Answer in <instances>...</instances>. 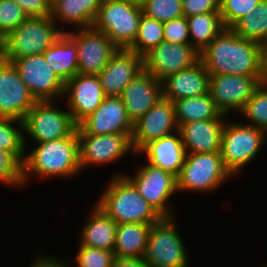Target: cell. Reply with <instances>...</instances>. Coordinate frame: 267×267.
Returning <instances> with one entry per match:
<instances>
[{
  "label": "cell",
  "mask_w": 267,
  "mask_h": 267,
  "mask_svg": "<svg viewBox=\"0 0 267 267\" xmlns=\"http://www.w3.org/2000/svg\"><path fill=\"white\" fill-rule=\"evenodd\" d=\"M81 172L95 166L114 165L127 156L135 154L131 136L125 134H77ZM131 152V153H130Z\"/></svg>",
  "instance_id": "cell-11"
},
{
  "label": "cell",
  "mask_w": 267,
  "mask_h": 267,
  "mask_svg": "<svg viewBox=\"0 0 267 267\" xmlns=\"http://www.w3.org/2000/svg\"><path fill=\"white\" fill-rule=\"evenodd\" d=\"M22 163L23 188L33 175L47 180L49 177L73 179L81 174L77 130L70 136L43 143H34ZM31 176V177H30Z\"/></svg>",
  "instance_id": "cell-2"
},
{
  "label": "cell",
  "mask_w": 267,
  "mask_h": 267,
  "mask_svg": "<svg viewBox=\"0 0 267 267\" xmlns=\"http://www.w3.org/2000/svg\"><path fill=\"white\" fill-rule=\"evenodd\" d=\"M162 97V81L145 69L132 79L120 95L132 124L137 122Z\"/></svg>",
  "instance_id": "cell-21"
},
{
  "label": "cell",
  "mask_w": 267,
  "mask_h": 267,
  "mask_svg": "<svg viewBox=\"0 0 267 267\" xmlns=\"http://www.w3.org/2000/svg\"><path fill=\"white\" fill-rule=\"evenodd\" d=\"M112 267H149L144 258L115 257Z\"/></svg>",
  "instance_id": "cell-44"
},
{
  "label": "cell",
  "mask_w": 267,
  "mask_h": 267,
  "mask_svg": "<svg viewBox=\"0 0 267 267\" xmlns=\"http://www.w3.org/2000/svg\"><path fill=\"white\" fill-rule=\"evenodd\" d=\"M178 229L175 217H163L152 225L144 255L149 267H190L189 251Z\"/></svg>",
  "instance_id": "cell-8"
},
{
  "label": "cell",
  "mask_w": 267,
  "mask_h": 267,
  "mask_svg": "<svg viewBox=\"0 0 267 267\" xmlns=\"http://www.w3.org/2000/svg\"><path fill=\"white\" fill-rule=\"evenodd\" d=\"M56 102L60 104L61 100L37 101L24 117L25 149H28V139L31 143H43L70 136L77 130L78 125L67 107L62 109Z\"/></svg>",
  "instance_id": "cell-6"
},
{
  "label": "cell",
  "mask_w": 267,
  "mask_h": 267,
  "mask_svg": "<svg viewBox=\"0 0 267 267\" xmlns=\"http://www.w3.org/2000/svg\"><path fill=\"white\" fill-rule=\"evenodd\" d=\"M117 171L96 204L117 224H155L163 217L137 191L134 185Z\"/></svg>",
  "instance_id": "cell-3"
},
{
  "label": "cell",
  "mask_w": 267,
  "mask_h": 267,
  "mask_svg": "<svg viewBox=\"0 0 267 267\" xmlns=\"http://www.w3.org/2000/svg\"><path fill=\"white\" fill-rule=\"evenodd\" d=\"M123 175L134 185L138 193L151 205L162 217H175V208L171 203V197L178 195L177 178L164 172L161 168L152 166L143 161L137 167L134 175Z\"/></svg>",
  "instance_id": "cell-10"
},
{
  "label": "cell",
  "mask_w": 267,
  "mask_h": 267,
  "mask_svg": "<svg viewBox=\"0 0 267 267\" xmlns=\"http://www.w3.org/2000/svg\"><path fill=\"white\" fill-rule=\"evenodd\" d=\"M260 44L225 28L200 53L209 76L229 74L259 77Z\"/></svg>",
  "instance_id": "cell-1"
},
{
  "label": "cell",
  "mask_w": 267,
  "mask_h": 267,
  "mask_svg": "<svg viewBox=\"0 0 267 267\" xmlns=\"http://www.w3.org/2000/svg\"><path fill=\"white\" fill-rule=\"evenodd\" d=\"M173 103L178 127L197 120L227 119L228 117L219 110L209 93L197 97L182 98L173 101Z\"/></svg>",
  "instance_id": "cell-29"
},
{
  "label": "cell",
  "mask_w": 267,
  "mask_h": 267,
  "mask_svg": "<svg viewBox=\"0 0 267 267\" xmlns=\"http://www.w3.org/2000/svg\"><path fill=\"white\" fill-rule=\"evenodd\" d=\"M233 176L223 165L220 151L187 153L177 177L178 193H211L231 180Z\"/></svg>",
  "instance_id": "cell-7"
},
{
  "label": "cell",
  "mask_w": 267,
  "mask_h": 267,
  "mask_svg": "<svg viewBox=\"0 0 267 267\" xmlns=\"http://www.w3.org/2000/svg\"><path fill=\"white\" fill-rule=\"evenodd\" d=\"M231 29L244 39L262 44L267 38V0H262Z\"/></svg>",
  "instance_id": "cell-31"
},
{
  "label": "cell",
  "mask_w": 267,
  "mask_h": 267,
  "mask_svg": "<svg viewBox=\"0 0 267 267\" xmlns=\"http://www.w3.org/2000/svg\"><path fill=\"white\" fill-rule=\"evenodd\" d=\"M182 11L186 18L208 12H220V0H182Z\"/></svg>",
  "instance_id": "cell-41"
},
{
  "label": "cell",
  "mask_w": 267,
  "mask_h": 267,
  "mask_svg": "<svg viewBox=\"0 0 267 267\" xmlns=\"http://www.w3.org/2000/svg\"><path fill=\"white\" fill-rule=\"evenodd\" d=\"M239 116L247 119L252 127L261 129L267 133V84L261 83L246 102Z\"/></svg>",
  "instance_id": "cell-34"
},
{
  "label": "cell",
  "mask_w": 267,
  "mask_h": 267,
  "mask_svg": "<svg viewBox=\"0 0 267 267\" xmlns=\"http://www.w3.org/2000/svg\"><path fill=\"white\" fill-rule=\"evenodd\" d=\"M0 149L12 154L21 164L25 157L23 121L0 117Z\"/></svg>",
  "instance_id": "cell-32"
},
{
  "label": "cell",
  "mask_w": 267,
  "mask_h": 267,
  "mask_svg": "<svg viewBox=\"0 0 267 267\" xmlns=\"http://www.w3.org/2000/svg\"><path fill=\"white\" fill-rule=\"evenodd\" d=\"M134 5L142 7L144 4H146L149 0H129Z\"/></svg>",
  "instance_id": "cell-46"
},
{
  "label": "cell",
  "mask_w": 267,
  "mask_h": 267,
  "mask_svg": "<svg viewBox=\"0 0 267 267\" xmlns=\"http://www.w3.org/2000/svg\"><path fill=\"white\" fill-rule=\"evenodd\" d=\"M151 224L122 223L116 228L115 257L144 258Z\"/></svg>",
  "instance_id": "cell-27"
},
{
  "label": "cell",
  "mask_w": 267,
  "mask_h": 267,
  "mask_svg": "<svg viewBox=\"0 0 267 267\" xmlns=\"http://www.w3.org/2000/svg\"><path fill=\"white\" fill-rule=\"evenodd\" d=\"M66 34L77 48L78 74L98 75L119 50L104 32L94 27L68 30Z\"/></svg>",
  "instance_id": "cell-12"
},
{
  "label": "cell",
  "mask_w": 267,
  "mask_h": 267,
  "mask_svg": "<svg viewBox=\"0 0 267 267\" xmlns=\"http://www.w3.org/2000/svg\"><path fill=\"white\" fill-rule=\"evenodd\" d=\"M79 234V244L91 248L113 250L117 223L96 204Z\"/></svg>",
  "instance_id": "cell-26"
},
{
  "label": "cell",
  "mask_w": 267,
  "mask_h": 267,
  "mask_svg": "<svg viewBox=\"0 0 267 267\" xmlns=\"http://www.w3.org/2000/svg\"><path fill=\"white\" fill-rule=\"evenodd\" d=\"M262 0H220V14L225 28H232Z\"/></svg>",
  "instance_id": "cell-38"
},
{
  "label": "cell",
  "mask_w": 267,
  "mask_h": 267,
  "mask_svg": "<svg viewBox=\"0 0 267 267\" xmlns=\"http://www.w3.org/2000/svg\"><path fill=\"white\" fill-rule=\"evenodd\" d=\"M62 34L50 16L28 17L0 41V57L12 63L20 57L43 54Z\"/></svg>",
  "instance_id": "cell-4"
},
{
  "label": "cell",
  "mask_w": 267,
  "mask_h": 267,
  "mask_svg": "<svg viewBox=\"0 0 267 267\" xmlns=\"http://www.w3.org/2000/svg\"><path fill=\"white\" fill-rule=\"evenodd\" d=\"M227 117L222 133L220 154L226 170L234 177L255 161L267 141V133Z\"/></svg>",
  "instance_id": "cell-5"
},
{
  "label": "cell",
  "mask_w": 267,
  "mask_h": 267,
  "mask_svg": "<svg viewBox=\"0 0 267 267\" xmlns=\"http://www.w3.org/2000/svg\"><path fill=\"white\" fill-rule=\"evenodd\" d=\"M12 63L18 69L21 81L37 101H64L65 84L46 63L43 54L20 57Z\"/></svg>",
  "instance_id": "cell-13"
},
{
  "label": "cell",
  "mask_w": 267,
  "mask_h": 267,
  "mask_svg": "<svg viewBox=\"0 0 267 267\" xmlns=\"http://www.w3.org/2000/svg\"><path fill=\"white\" fill-rule=\"evenodd\" d=\"M209 93V74L199 60L193 66L171 74L162 80L163 98L175 101Z\"/></svg>",
  "instance_id": "cell-23"
},
{
  "label": "cell",
  "mask_w": 267,
  "mask_h": 267,
  "mask_svg": "<svg viewBox=\"0 0 267 267\" xmlns=\"http://www.w3.org/2000/svg\"><path fill=\"white\" fill-rule=\"evenodd\" d=\"M73 259L76 267H112L115 255L113 250L82 246L77 247Z\"/></svg>",
  "instance_id": "cell-37"
},
{
  "label": "cell",
  "mask_w": 267,
  "mask_h": 267,
  "mask_svg": "<svg viewBox=\"0 0 267 267\" xmlns=\"http://www.w3.org/2000/svg\"><path fill=\"white\" fill-rule=\"evenodd\" d=\"M263 44L267 47V38L265 39V41L263 42Z\"/></svg>",
  "instance_id": "cell-47"
},
{
  "label": "cell",
  "mask_w": 267,
  "mask_h": 267,
  "mask_svg": "<svg viewBox=\"0 0 267 267\" xmlns=\"http://www.w3.org/2000/svg\"><path fill=\"white\" fill-rule=\"evenodd\" d=\"M143 9L129 0H102L93 27L119 49H129L138 33Z\"/></svg>",
  "instance_id": "cell-9"
},
{
  "label": "cell",
  "mask_w": 267,
  "mask_h": 267,
  "mask_svg": "<svg viewBox=\"0 0 267 267\" xmlns=\"http://www.w3.org/2000/svg\"><path fill=\"white\" fill-rule=\"evenodd\" d=\"M143 69L162 81L167 76L189 68L200 60V53L190 44L161 42L143 56Z\"/></svg>",
  "instance_id": "cell-15"
},
{
  "label": "cell",
  "mask_w": 267,
  "mask_h": 267,
  "mask_svg": "<svg viewBox=\"0 0 267 267\" xmlns=\"http://www.w3.org/2000/svg\"><path fill=\"white\" fill-rule=\"evenodd\" d=\"M102 0H51L50 18L66 33V25L73 29L93 27ZM63 27H61V26Z\"/></svg>",
  "instance_id": "cell-25"
},
{
  "label": "cell",
  "mask_w": 267,
  "mask_h": 267,
  "mask_svg": "<svg viewBox=\"0 0 267 267\" xmlns=\"http://www.w3.org/2000/svg\"><path fill=\"white\" fill-rule=\"evenodd\" d=\"M142 9L144 15L162 23L184 16L182 0H149Z\"/></svg>",
  "instance_id": "cell-35"
},
{
  "label": "cell",
  "mask_w": 267,
  "mask_h": 267,
  "mask_svg": "<svg viewBox=\"0 0 267 267\" xmlns=\"http://www.w3.org/2000/svg\"><path fill=\"white\" fill-rule=\"evenodd\" d=\"M27 18L28 15L14 0H0V41Z\"/></svg>",
  "instance_id": "cell-36"
},
{
  "label": "cell",
  "mask_w": 267,
  "mask_h": 267,
  "mask_svg": "<svg viewBox=\"0 0 267 267\" xmlns=\"http://www.w3.org/2000/svg\"><path fill=\"white\" fill-rule=\"evenodd\" d=\"M163 38L165 42L174 44L190 43L188 22L185 16L171 19L163 23Z\"/></svg>",
  "instance_id": "cell-40"
},
{
  "label": "cell",
  "mask_w": 267,
  "mask_h": 267,
  "mask_svg": "<svg viewBox=\"0 0 267 267\" xmlns=\"http://www.w3.org/2000/svg\"><path fill=\"white\" fill-rule=\"evenodd\" d=\"M22 7L28 17L50 16L51 0H14Z\"/></svg>",
  "instance_id": "cell-42"
},
{
  "label": "cell",
  "mask_w": 267,
  "mask_h": 267,
  "mask_svg": "<svg viewBox=\"0 0 267 267\" xmlns=\"http://www.w3.org/2000/svg\"><path fill=\"white\" fill-rule=\"evenodd\" d=\"M33 262L31 261V265L29 267H71L70 263L68 264L65 258L61 259L58 255H51L44 253H39L35 257H33Z\"/></svg>",
  "instance_id": "cell-43"
},
{
  "label": "cell",
  "mask_w": 267,
  "mask_h": 267,
  "mask_svg": "<svg viewBox=\"0 0 267 267\" xmlns=\"http://www.w3.org/2000/svg\"><path fill=\"white\" fill-rule=\"evenodd\" d=\"M178 131L174 103L161 98L133 124L132 147L137 154L146 144Z\"/></svg>",
  "instance_id": "cell-16"
},
{
  "label": "cell",
  "mask_w": 267,
  "mask_h": 267,
  "mask_svg": "<svg viewBox=\"0 0 267 267\" xmlns=\"http://www.w3.org/2000/svg\"><path fill=\"white\" fill-rule=\"evenodd\" d=\"M133 124L120 98L106 97L101 105L77 127V134H125L132 135Z\"/></svg>",
  "instance_id": "cell-19"
},
{
  "label": "cell",
  "mask_w": 267,
  "mask_h": 267,
  "mask_svg": "<svg viewBox=\"0 0 267 267\" xmlns=\"http://www.w3.org/2000/svg\"><path fill=\"white\" fill-rule=\"evenodd\" d=\"M163 41V23L142 14L138 33L129 50L143 56L151 48L159 45Z\"/></svg>",
  "instance_id": "cell-33"
},
{
  "label": "cell",
  "mask_w": 267,
  "mask_h": 267,
  "mask_svg": "<svg viewBox=\"0 0 267 267\" xmlns=\"http://www.w3.org/2000/svg\"><path fill=\"white\" fill-rule=\"evenodd\" d=\"M190 44L201 53L224 29L220 12H208L187 17Z\"/></svg>",
  "instance_id": "cell-30"
},
{
  "label": "cell",
  "mask_w": 267,
  "mask_h": 267,
  "mask_svg": "<svg viewBox=\"0 0 267 267\" xmlns=\"http://www.w3.org/2000/svg\"><path fill=\"white\" fill-rule=\"evenodd\" d=\"M0 185L20 189L22 164L9 152L0 149Z\"/></svg>",
  "instance_id": "cell-39"
},
{
  "label": "cell",
  "mask_w": 267,
  "mask_h": 267,
  "mask_svg": "<svg viewBox=\"0 0 267 267\" xmlns=\"http://www.w3.org/2000/svg\"><path fill=\"white\" fill-rule=\"evenodd\" d=\"M139 155L141 157L145 155L147 163L161 168L164 172L177 178L185 162L187 152L184 148L181 134L176 131L173 134L149 142L135 154L137 157Z\"/></svg>",
  "instance_id": "cell-22"
},
{
  "label": "cell",
  "mask_w": 267,
  "mask_h": 267,
  "mask_svg": "<svg viewBox=\"0 0 267 267\" xmlns=\"http://www.w3.org/2000/svg\"><path fill=\"white\" fill-rule=\"evenodd\" d=\"M259 78L260 83L267 84V47L263 43L259 51Z\"/></svg>",
  "instance_id": "cell-45"
},
{
  "label": "cell",
  "mask_w": 267,
  "mask_h": 267,
  "mask_svg": "<svg viewBox=\"0 0 267 267\" xmlns=\"http://www.w3.org/2000/svg\"><path fill=\"white\" fill-rule=\"evenodd\" d=\"M63 98L75 123L79 125L106 98L97 75L76 74L64 85Z\"/></svg>",
  "instance_id": "cell-18"
},
{
  "label": "cell",
  "mask_w": 267,
  "mask_h": 267,
  "mask_svg": "<svg viewBox=\"0 0 267 267\" xmlns=\"http://www.w3.org/2000/svg\"><path fill=\"white\" fill-rule=\"evenodd\" d=\"M36 102L21 81L18 69L0 57V117L23 121Z\"/></svg>",
  "instance_id": "cell-17"
},
{
  "label": "cell",
  "mask_w": 267,
  "mask_h": 267,
  "mask_svg": "<svg viewBox=\"0 0 267 267\" xmlns=\"http://www.w3.org/2000/svg\"><path fill=\"white\" fill-rule=\"evenodd\" d=\"M260 84L259 77L218 74L209 76V94L224 115L238 116Z\"/></svg>",
  "instance_id": "cell-14"
},
{
  "label": "cell",
  "mask_w": 267,
  "mask_h": 267,
  "mask_svg": "<svg viewBox=\"0 0 267 267\" xmlns=\"http://www.w3.org/2000/svg\"><path fill=\"white\" fill-rule=\"evenodd\" d=\"M226 119L197 120L180 125L178 131L187 153L220 151Z\"/></svg>",
  "instance_id": "cell-24"
},
{
  "label": "cell",
  "mask_w": 267,
  "mask_h": 267,
  "mask_svg": "<svg viewBox=\"0 0 267 267\" xmlns=\"http://www.w3.org/2000/svg\"><path fill=\"white\" fill-rule=\"evenodd\" d=\"M142 70V56L129 49H119L97 76L105 96L116 97Z\"/></svg>",
  "instance_id": "cell-20"
},
{
  "label": "cell",
  "mask_w": 267,
  "mask_h": 267,
  "mask_svg": "<svg viewBox=\"0 0 267 267\" xmlns=\"http://www.w3.org/2000/svg\"><path fill=\"white\" fill-rule=\"evenodd\" d=\"M43 57L64 84L78 74L77 48L66 33L43 53Z\"/></svg>",
  "instance_id": "cell-28"
}]
</instances>
